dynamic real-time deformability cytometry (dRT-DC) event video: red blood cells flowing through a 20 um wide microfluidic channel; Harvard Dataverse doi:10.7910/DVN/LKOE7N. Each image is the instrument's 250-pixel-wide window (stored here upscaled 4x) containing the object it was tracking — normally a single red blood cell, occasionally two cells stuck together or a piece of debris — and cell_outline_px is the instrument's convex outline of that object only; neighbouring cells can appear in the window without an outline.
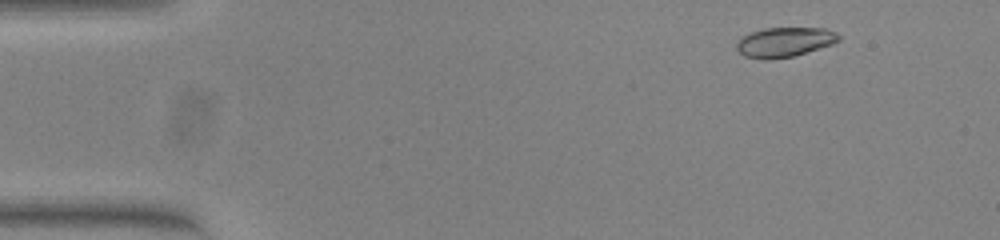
{"species": "common noctule bat (a hibernating species)", "species_latin": "Nyctalus noctula", "temperature_condition": "warm", "stored_images_in_passage": 52, "camera_frame_rate_fps": 3000, "um_per_image_px": 0.085, "animal": {"sex": "female", "body_mass_g": 23.0, "forearm_length_mm": 53.4}, "frame": {"image": 1, "passage_image": 4, "time_ms": 1.0, "image_size_px": [1000, 240], "cell_outline_px": [[840, 40], [832, 44], [792, 56], [764, 60], [744, 56], [736, 48], [736, 44], [744, 36], [752, 32], [764, 28], [828, 28], [836, 32], [840, 36]], "centroid_in_image_um": [66.71, 3.57], "position_along_channel_um": 18.3, "area_um2": 17.46}}
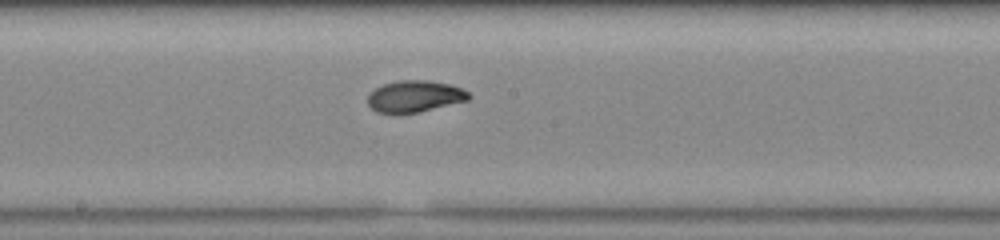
{"frame": {"image": 2, "passage_image": 27, "time_ms": 8.667, "image_size_px": [1000, 240], "cell_outline_px": [[472, 96], [468, 100], [416, 112], [376, 112], [368, 104], [368, 92], [384, 84], [400, 80], [428, 80], [448, 84], [460, 88], [468, 92]], "centroid_in_image_um": [35.24, 8.17], "position_along_channel_um": 213.0, "area_um2": 18.21}}
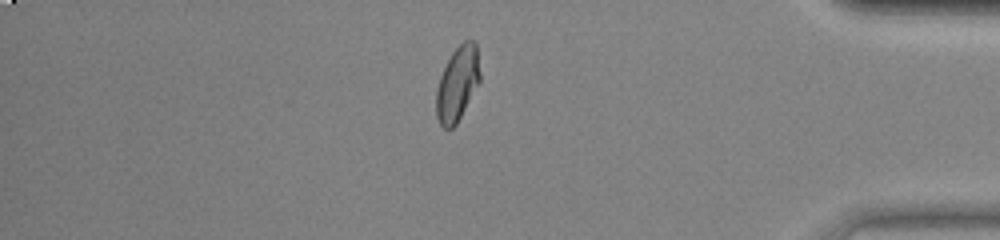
{"frame": {"image": 3, "passage_image": 44, "time_ms": 14.333, "image_size_px": [1000, 240], "cell_outline_px": [[480, 80], [456, 124], [452, 128], [444, 128], [440, 124], [436, 116], [436, 88], [440, 76], [452, 52], [464, 40], [472, 40], [476, 44], [480, 72]], "centroid_in_image_um": [38.87, 7.11], "position_along_channel_um": 396.3, "area_um2": 18.73}, "authors_computed_cell_mechanics": {"area_um2": 18.6983, "velocity_mm_per_s": 3.8299, "shape_relaxation_time_tau1_ms": 4.3071, "shape_relaxation_time_tau2_ms": 1.8724, "deformation_change_tau1": 0.1886, "deformation_change_tau2": 0.0565}}